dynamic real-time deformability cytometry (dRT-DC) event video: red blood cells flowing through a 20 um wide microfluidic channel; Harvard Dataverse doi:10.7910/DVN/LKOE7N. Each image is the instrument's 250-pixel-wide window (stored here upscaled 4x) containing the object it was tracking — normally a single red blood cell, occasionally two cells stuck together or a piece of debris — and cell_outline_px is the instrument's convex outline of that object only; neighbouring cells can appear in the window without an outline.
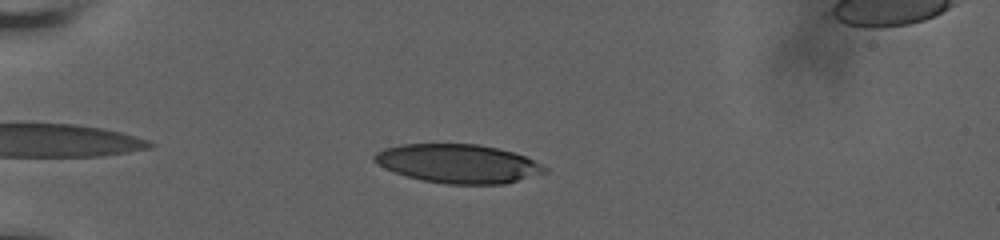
{"species": "human", "species_latin": "Homo sapiens", "temperature_condition": "room temperature", "stored_images_in_passage": 24, "camera_frame_rate_fps": 3000, "um_per_image_px": 0.085, "donor": {"sex": "male"}, "frame": {"image": 1, "passage_image": 2, "time_ms": 0.667, "image_size_px": [1000, 240], "cell_outline_px": [[548, 172], [504, 184], [444, 184], [424, 180], [408, 176], [384, 168], [372, 160], [372, 156], [376, 152], [384, 148], [400, 144], [480, 144], [512, 152], [524, 156], [548, 168]], "centroid_in_image_um": [38.92, 13.9], "position_along_channel_um": 46.1, "area_um2": 38.38}}
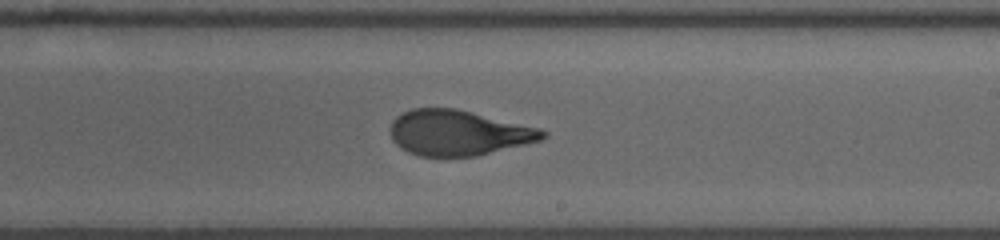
{"frame": {"image": 2, "passage_image": 13, "time_ms": 7.333, "image_size_px": [1000, 240], "cell_outline_px": [[548, 136], [540, 140], [476, 156], [420, 156], [408, 152], [400, 148], [392, 140], [388, 128], [392, 120], [396, 116], [412, 108], [456, 108], [540, 128], [548, 132]], "centroid_in_image_um": [38.92, 11.28], "position_along_channel_um": 250.1, "area_um2": 40.34}}
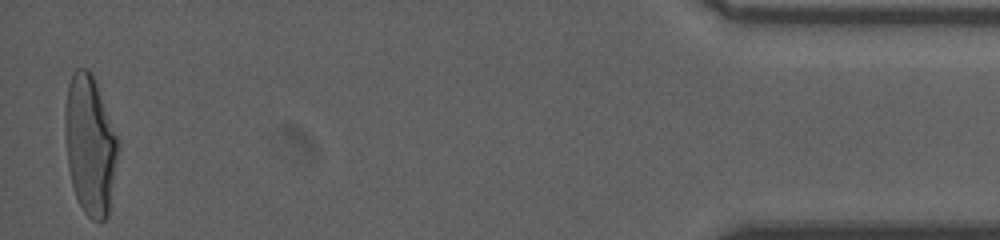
{"frame": {"image": 3, "passage_image": 24, "time_ms": 14.333, "image_size_px": [1000, 240], "cell_outline_px": [[120, 144], [108, 216], [100, 224], [92, 220], [84, 212], [76, 196], [72, 184], [68, 168], [64, 124], [64, 108], [68, 84], [72, 72], [76, 68], [84, 68], [92, 72], [120, 140]], "centroid_in_image_um": [7.66, 12.31], "position_along_channel_um": 427.5, "area_um2": 43.75}, "authors_computed_cell_mechanics": {"area_um2": 40.8357, "velocity_mm_per_s": 3.6458, "shape_relaxation_time_tau1_ms": 7.3672, "shape_relaxation_time_tau2_ms": null, "deformation_change_tau1": 0.2496, "deformation_change_tau2": null}}